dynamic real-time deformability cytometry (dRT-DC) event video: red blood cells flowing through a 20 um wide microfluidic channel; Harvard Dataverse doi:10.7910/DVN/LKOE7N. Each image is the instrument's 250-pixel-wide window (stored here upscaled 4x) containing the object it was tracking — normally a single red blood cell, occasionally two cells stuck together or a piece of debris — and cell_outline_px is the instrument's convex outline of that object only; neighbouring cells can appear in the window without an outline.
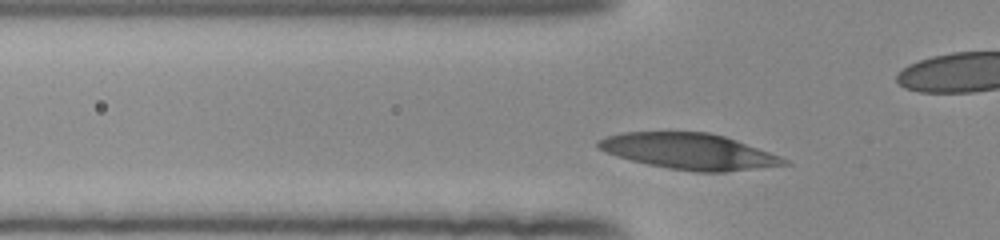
{"species": "human", "species_latin": "Homo sapiens", "temperature_condition": "room temperature", "stored_images_in_passage": 33, "camera_frame_rate_fps": 3000, "um_per_image_px": 0.085, "donor": {"sex": "female"}, "frame": {"image": 1, "passage_image": 6, "time_ms": 1.667, "image_size_px": [1000, 240], "cell_outline_px": [[792, 164], [724, 172], [696, 172], [668, 168], [648, 164], [616, 156], [604, 152], [596, 148], [596, 140], [604, 136], [624, 132], [708, 132], [724, 136], [736, 140], [780, 156], [788, 160]], "centroid_in_image_um": [58.53, 12.86], "position_along_channel_um": 67.3, "area_um2": 38.96}}
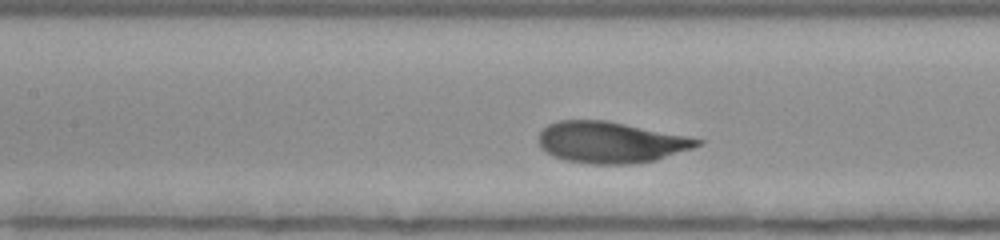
{"frame": {"image": 2, "passage_image": 13, "time_ms": 4.0, "image_size_px": [1000, 240], "cell_outline_px": [[704, 140], [700, 144], [692, 148], [656, 160], [632, 164], [588, 164], [564, 160], [552, 156], [540, 148], [536, 140], [540, 132], [548, 124], [560, 120], [604, 120], [688, 136]], "centroid_in_image_um": [51.85, 12.1], "position_along_channel_um": 155.6, "area_um2": 38.26}}
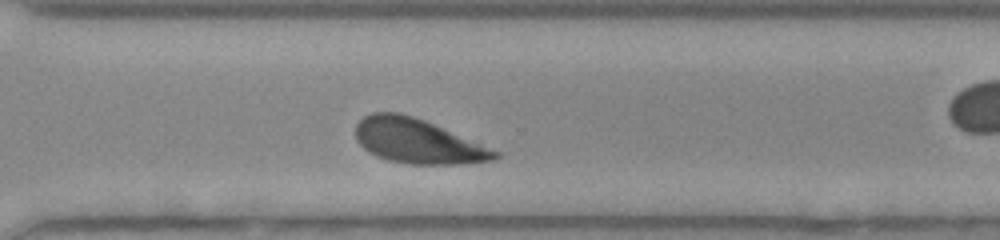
{"frame": {"image": 3, "passage_image": 27, "time_ms": 8.667, "image_size_px": [1000, 240], "cell_outline_px": [[500, 156], [496, 160], [460, 164], [412, 164], [388, 160], [376, 156], [368, 152], [356, 140], [356, 124], [364, 116], [372, 112], [396, 112], [412, 116], [424, 120], [500, 152]], "centroid_in_image_um": [35.48, 12.01], "position_along_channel_um": 335.1, "area_um2": 35.89}}